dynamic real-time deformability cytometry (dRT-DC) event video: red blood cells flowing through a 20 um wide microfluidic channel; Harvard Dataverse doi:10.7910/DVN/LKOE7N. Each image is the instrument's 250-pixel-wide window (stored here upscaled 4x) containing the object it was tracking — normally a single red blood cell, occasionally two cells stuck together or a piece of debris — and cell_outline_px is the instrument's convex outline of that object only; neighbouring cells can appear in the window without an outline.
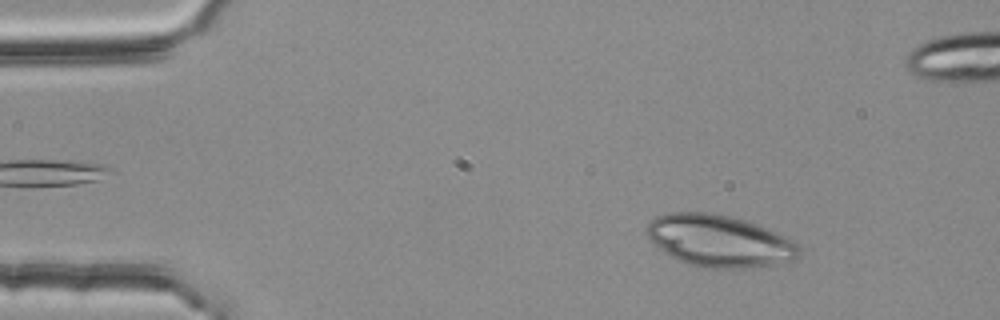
{"species": "common noctule bat (a hibernating species)", "species_latin": "Nyctalus noctula", "temperature_condition": "room temperature", "stored_images_in_passage": 12, "camera_frame_rate_fps": 3000, "um_per_image_px": 0.085, "animal": {"sex": "female", "body_mass_g": 25.1}, "frame": {"image": 1, "passage_image": 3, "time_ms": 0.667, "image_size_px": [1000, 320], "cell_outline_px": [[800, 256], [792, 260], [772, 264], [740, 268], [704, 268], [684, 264], [676, 260], [652, 244], [648, 240], [644, 232], [644, 228], [656, 216], [668, 212], [712, 212], [732, 216], [768, 228], [792, 240], [800, 248]], "centroid_in_image_um": [61.06, 20.47], "position_along_channel_um": 23.9, "area_um2": 46.53}}